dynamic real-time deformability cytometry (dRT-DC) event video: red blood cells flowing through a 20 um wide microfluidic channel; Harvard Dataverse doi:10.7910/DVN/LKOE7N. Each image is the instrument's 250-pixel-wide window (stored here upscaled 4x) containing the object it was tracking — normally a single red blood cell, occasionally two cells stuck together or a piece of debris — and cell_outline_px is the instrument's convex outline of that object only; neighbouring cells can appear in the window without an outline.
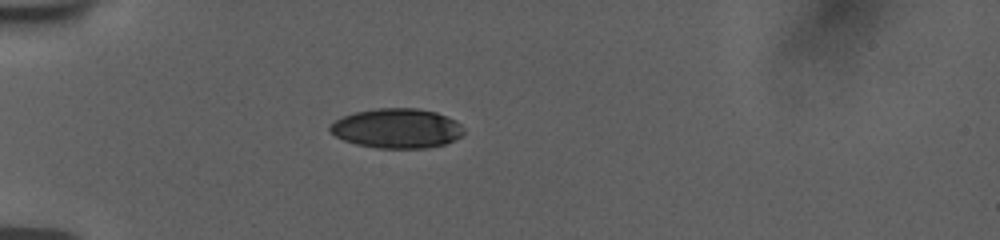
{"species": "human", "species_latin": "Homo sapiens", "temperature_condition": "room temperature", "stored_images_in_passage": 10, "camera_frame_rate_fps": 3000, "um_per_image_px": 0.085, "donor": {"sex": "female"}, "frame": {"image": 1, "passage_image": 1, "time_ms": 0.0, "image_size_px": [1000, 240], "cell_outline_px": [[464, 132], [460, 136], [444, 144], [424, 148], [376, 148], [356, 144], [344, 140], [336, 136], [328, 128], [328, 124], [344, 116], [356, 112], [376, 108], [416, 108], [436, 112], [456, 120], [464, 128]], "centroid_in_image_um": [33.73, 10.9], "position_along_channel_um": 51.3, "area_um2": 30.81}}
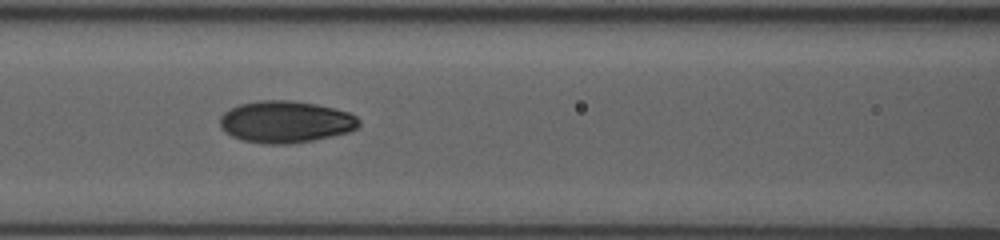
{"frame": {"image": 2, "passage_image": 5, "time_ms": 3.0, "image_size_px": [1000, 240], "cell_outline_px": [[360, 124], [356, 128], [348, 132], [312, 140], [288, 144], [268, 144], [244, 140], [232, 136], [224, 132], [220, 128], [220, 116], [224, 112], [240, 104], [260, 100], [292, 100], [316, 104], [336, 108], [348, 112], [356, 116], [360, 120]], "centroid_in_image_um": [24.27, 10.34], "position_along_channel_um": 142.3, "area_um2": 33.87}}
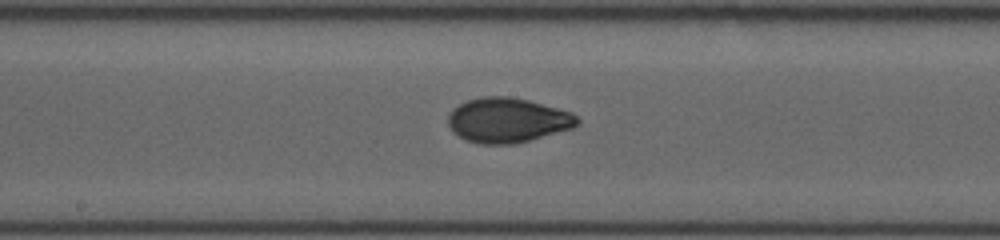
{"frame": {"image": 3, "passage_image": 9, "time_ms": 4.667, "image_size_px": [1000, 240], "cell_outline_px": [[580, 120], [572, 128], [528, 140], [512, 144], [480, 144], [468, 140], [460, 136], [448, 124], [448, 116], [452, 108], [468, 100], [484, 96], [508, 96], [528, 100], [572, 112]], "centroid_in_image_um": [43.14, 10.2], "position_along_channel_um": 205.1, "area_um2": 33.23}}